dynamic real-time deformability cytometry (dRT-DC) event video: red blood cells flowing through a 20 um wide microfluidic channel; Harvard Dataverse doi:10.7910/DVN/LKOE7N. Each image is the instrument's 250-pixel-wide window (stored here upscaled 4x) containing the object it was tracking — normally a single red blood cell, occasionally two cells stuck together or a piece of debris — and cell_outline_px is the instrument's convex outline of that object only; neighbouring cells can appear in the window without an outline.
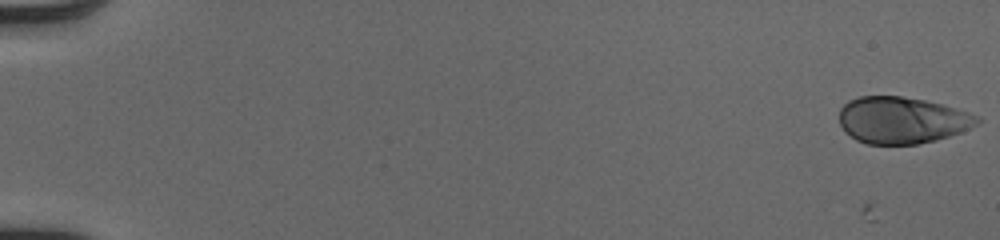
{"species": "human", "species_latin": "Homo sapiens", "temperature_condition": "cold", "stored_images_in_passage": 14, "camera_frame_rate_fps": 3000, "um_per_image_px": 0.085, "donor": {"sex": "male"}, "frame": {"image": 1, "passage_image": 1, "time_ms": 0.0, "image_size_px": [1000, 240], "cell_outline_px": [[984, 120], [980, 124], [960, 132], [936, 140], [916, 144], [868, 144], [856, 140], [844, 132], [840, 124], [840, 108], [848, 100], [860, 96], [900, 96], [924, 100], [940, 104], [968, 112], [980, 116]], "centroid_in_image_um": [76.68, 10.21], "position_along_channel_um": 8.3, "area_um2": 37.69}}
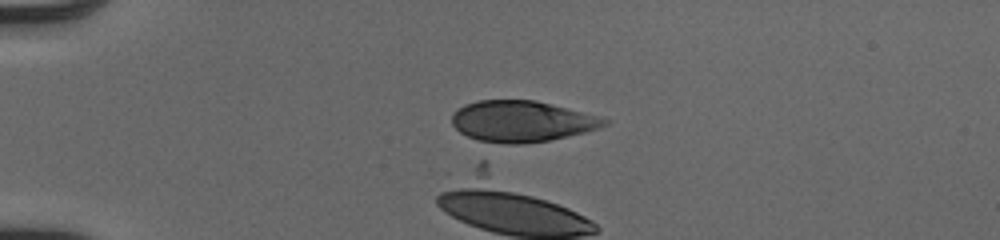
{"frame": {"image": 2, "passage_image": 14, "time_ms": 4.333, "image_size_px": [1000, 240], "cell_outline_px": [[608, 124], [600, 128], [584, 132], [548, 140], [524, 144], [504, 144], [480, 140], [468, 136], [460, 132], [452, 124], [452, 112], [464, 104], [476, 100], [536, 100], [596, 116], [608, 120]], "centroid_in_image_um": [44.29, 10.31], "position_along_channel_um": 40.7, "area_um2": 36.24}}